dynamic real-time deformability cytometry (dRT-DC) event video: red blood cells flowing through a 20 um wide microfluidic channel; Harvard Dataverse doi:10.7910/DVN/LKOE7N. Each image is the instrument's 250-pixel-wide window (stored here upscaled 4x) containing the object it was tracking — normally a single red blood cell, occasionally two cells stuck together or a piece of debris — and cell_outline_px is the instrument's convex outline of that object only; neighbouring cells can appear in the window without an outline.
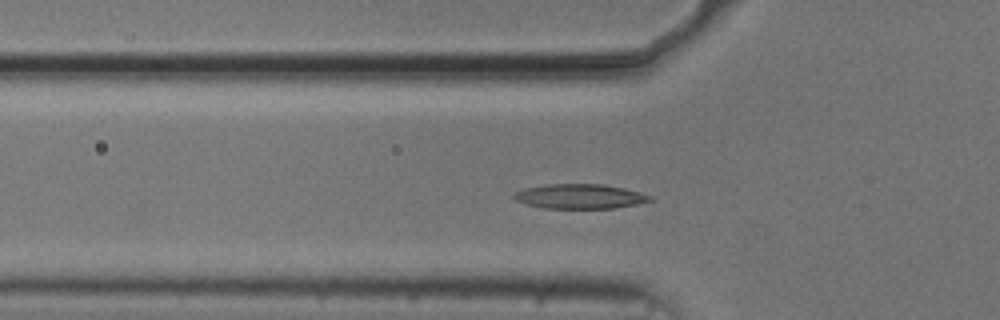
{"species": "common noctule bat (a hibernating species)", "species_latin": "Nyctalus noctula", "temperature_condition": "cold", "stored_images_in_passage": 46, "camera_frame_rate_fps": 3000, "um_per_image_px": 0.085, "animal": {"sex": "male", "body_mass_g": 20.5, "forearm_length_mm": 52.5}, "frame": {"image": 1, "passage_image": 16, "time_ms": 5.0, "image_size_px": [1000, 320], "cell_outline_px": [[652, 200], [636, 204], [616, 208], [544, 208], [528, 204], [516, 200], [512, 196], [512, 192], [524, 188], [544, 184], [600, 184], [624, 188], [640, 192], [652, 196]], "centroid_in_image_um": [49.26, 16.68], "position_along_channel_um": 76.5, "area_um2": 19.54}}
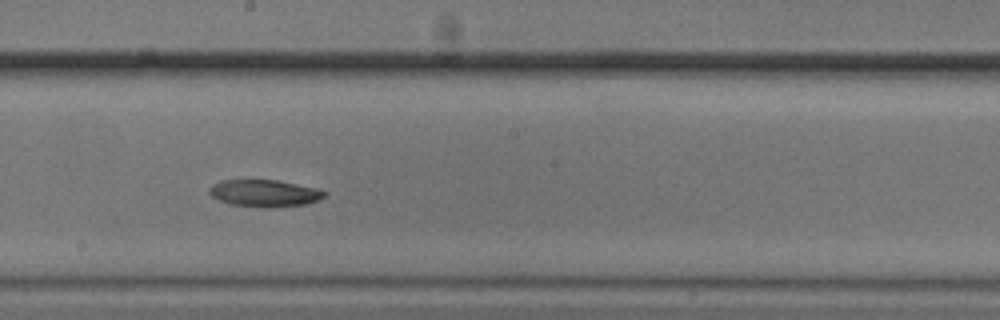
{"frame": {"image": 2, "passage_image": 28, "time_ms": 9.0, "image_size_px": [1000, 320], "cell_outline_px": [[324, 196], [316, 200], [304, 204], [272, 208], [268, 208], [228, 204], [212, 196], [208, 192], [208, 188], [212, 184], [220, 180], [276, 180], [316, 188], [324, 192]], "centroid_in_image_um": [22.4, 16.42], "position_along_channel_um": 225.8, "area_um2": 17.98}}
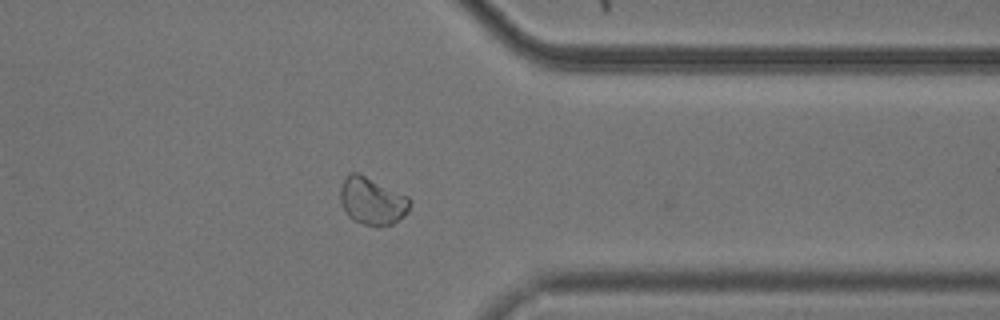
{"frame": {"image": 3, "passage_image": 41, "time_ms": 13.333, "image_size_px": [1000, 320], "cell_outline_px": [[412, 200], [408, 212], [404, 216], [392, 224], [380, 228], [376, 228], [352, 220], [348, 216], [340, 200], [340, 188], [344, 180], [352, 172], [356, 172], [408, 196]], "centroid_in_image_um": [31.66, 17.13], "position_along_channel_um": 379.7, "area_um2": 19.25}, "authors_computed_cell_mechanics": {"area_um2": 18.6983, "velocity_mm_per_s": 3.7115, "shape_relaxation_time_tau1_ms": 4.7345, "shape_relaxation_time_tau2_ms": null, "deformation_change_tau1": 0.1165, "deformation_change_tau2": null}}